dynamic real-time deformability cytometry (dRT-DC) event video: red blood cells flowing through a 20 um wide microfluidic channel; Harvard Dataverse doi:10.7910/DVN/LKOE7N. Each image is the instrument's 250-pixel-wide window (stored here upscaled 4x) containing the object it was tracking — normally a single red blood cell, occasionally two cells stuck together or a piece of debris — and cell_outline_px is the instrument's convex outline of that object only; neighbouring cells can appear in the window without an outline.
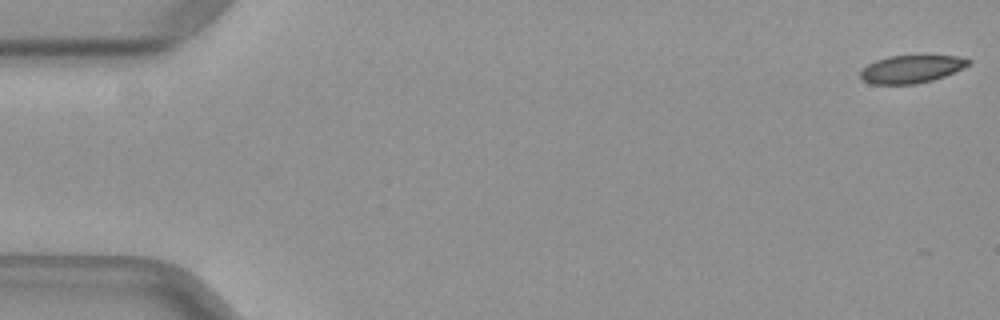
{"species": "common noctule bat (a hibernating species)", "species_latin": "Nyctalus noctula", "temperature_condition": "warm", "stored_images_in_passage": 51, "camera_frame_rate_fps": 3000, "um_per_image_px": 0.085, "animal": {"sex": "female", "body_mass_g": 29.2, "forearm_length_mm": 56.3}, "frame": {"image": 1, "passage_image": 1, "time_ms": 0.0, "image_size_px": [1000, 320], "cell_outline_px": [[972, 64], [964, 68], [944, 76], [932, 80], [916, 84], [872, 84], [864, 80], [860, 76], [860, 72], [868, 64], [876, 60], [888, 56], [956, 56], [972, 60]], "centroid_in_image_um": [77.49, 5.87], "position_along_channel_um": 7.5, "area_um2": 17.4}}
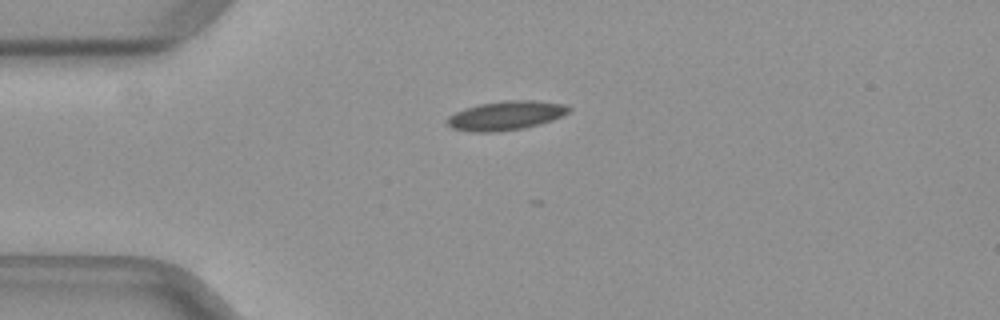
{"frame": {"image": 2, "passage_image": 13, "time_ms": 4.0, "image_size_px": [1000, 320], "cell_outline_px": [[572, 108], [568, 112], [552, 120], [540, 124], [524, 128], [500, 132], [472, 132], [452, 128], [448, 124], [448, 116], [464, 108], [480, 104], [508, 100], [532, 100], [564, 104]], "centroid_in_image_um": [43.0, 9.83], "position_along_channel_um": 42.0, "area_um2": 20.52}}